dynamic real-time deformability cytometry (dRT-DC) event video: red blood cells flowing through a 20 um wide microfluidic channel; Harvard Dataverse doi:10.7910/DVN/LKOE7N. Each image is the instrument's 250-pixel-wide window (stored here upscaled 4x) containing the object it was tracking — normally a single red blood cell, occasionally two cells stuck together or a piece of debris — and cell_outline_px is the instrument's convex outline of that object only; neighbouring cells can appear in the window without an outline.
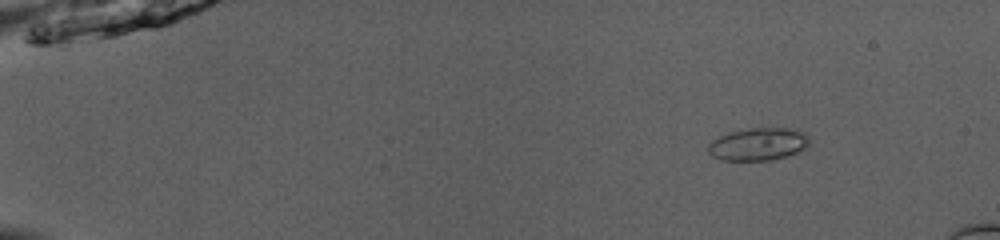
{"species": "common noctule bat (a hibernating species)", "species_latin": "Nyctalus noctula", "temperature_condition": "room temperature", "stored_images_in_passage": 52, "camera_frame_rate_fps": 3000, "um_per_image_px": 0.085, "animal": {"sex": "male", "body_mass_g": 13.0, "forearm_length_mm": 53.1}, "frame": {"image": 1, "passage_image": 8, "time_ms": 2.333, "image_size_px": [1000, 240], "cell_outline_px": [[808, 144], [804, 148], [796, 152], [772, 160], [720, 160], [712, 156], [708, 152], [708, 144], [712, 140], [728, 132], [752, 128], [800, 128], [808, 132]], "centroid_in_image_um": [64.46, 12.23], "position_along_channel_um": 20.5, "area_um2": 19.36}}
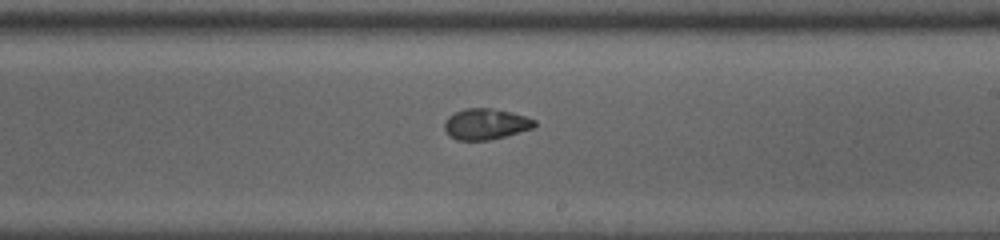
{"frame": {"image": 2, "passage_image": 33, "time_ms": 10.667, "image_size_px": [1000, 240], "cell_outline_px": [[536, 124], [532, 128], [504, 136], [488, 140], [456, 140], [448, 136], [444, 128], [444, 120], [448, 116], [464, 108], [488, 108], [512, 112], [536, 120]], "centroid_in_image_um": [41.23, 10.54], "position_along_channel_um": 247.8, "area_um2": 16.18}}
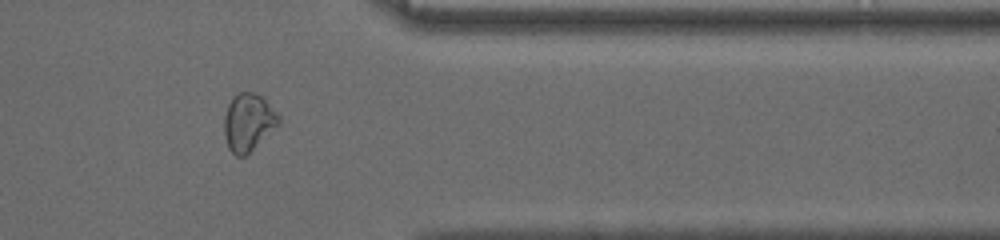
{"frame": {"image": 3, "passage_image": 44, "time_ms": 14.333, "image_size_px": [1000, 240], "cell_outline_px": [[280, 124], [244, 156], [236, 156], [228, 148], [224, 136], [224, 116], [228, 104], [232, 96], [236, 92], [252, 92], [264, 96], [280, 116]], "centroid_in_image_um": [21.11, 10.35], "position_along_channel_um": 390.3, "area_um2": 18.5}}